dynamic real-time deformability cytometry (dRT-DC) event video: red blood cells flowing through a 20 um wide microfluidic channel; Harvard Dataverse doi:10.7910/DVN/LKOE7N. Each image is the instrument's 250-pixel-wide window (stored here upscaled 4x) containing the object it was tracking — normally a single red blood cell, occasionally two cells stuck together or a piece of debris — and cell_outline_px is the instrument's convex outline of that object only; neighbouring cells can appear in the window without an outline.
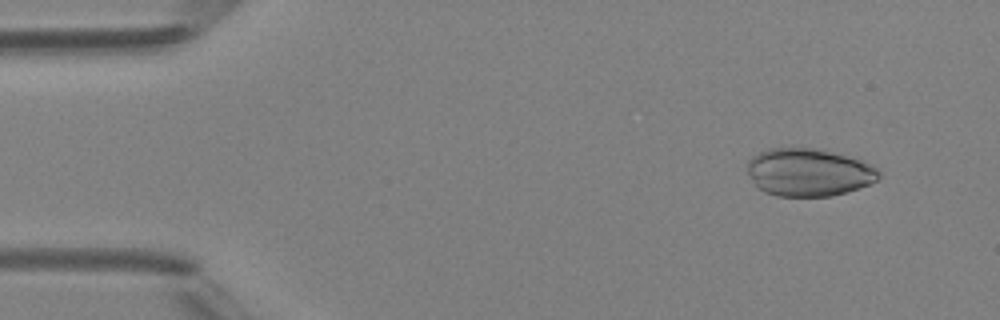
{"species": "Egyptian fruit bat (a non-hibernating species)", "species_latin": "Rousettus aegyptiacus", "temperature_condition": "room temperature", "stored_images_in_passage": 6, "camera_frame_rate_fps": 3000, "um_per_image_px": 0.085, "animal": {"sex": "female"}, "frame": {"image": 1, "passage_image": 2, "time_ms": 1.0, "image_size_px": [1000, 320], "cell_outline_px": [[880, 176], [876, 180], [868, 184], [832, 196], [776, 196], [764, 192], [752, 180], [748, 172], [748, 160], [752, 156], [768, 148], [812, 148], [864, 160], [880, 168]], "centroid_in_image_um": [68.75, 14.64], "position_along_channel_um": 16.3, "area_um2": 36.41}}
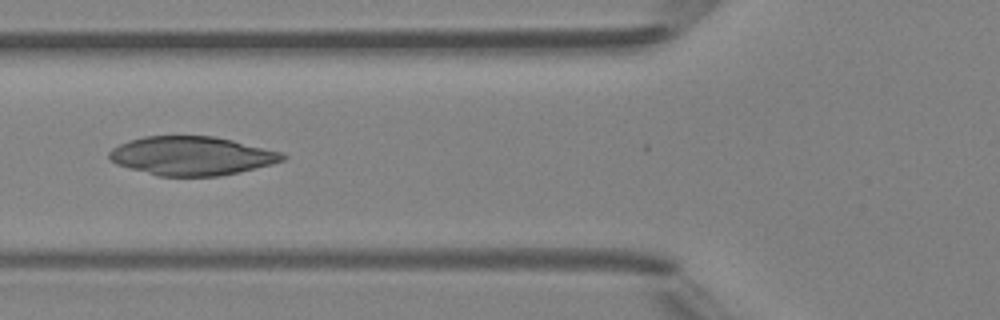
{"frame": {"image": 2, "passage_image": 6, "time_ms": 5.667, "image_size_px": [1000, 320], "cell_outline_px": [[288, 156], [284, 160], [272, 164], [220, 176], [160, 176], [116, 164], [108, 156], [108, 152], [112, 148], [128, 140], [144, 136], [216, 136], [280, 152]], "centroid_in_image_um": [16.28, 13.24], "position_along_channel_um": 109.5, "area_um2": 38.9}}